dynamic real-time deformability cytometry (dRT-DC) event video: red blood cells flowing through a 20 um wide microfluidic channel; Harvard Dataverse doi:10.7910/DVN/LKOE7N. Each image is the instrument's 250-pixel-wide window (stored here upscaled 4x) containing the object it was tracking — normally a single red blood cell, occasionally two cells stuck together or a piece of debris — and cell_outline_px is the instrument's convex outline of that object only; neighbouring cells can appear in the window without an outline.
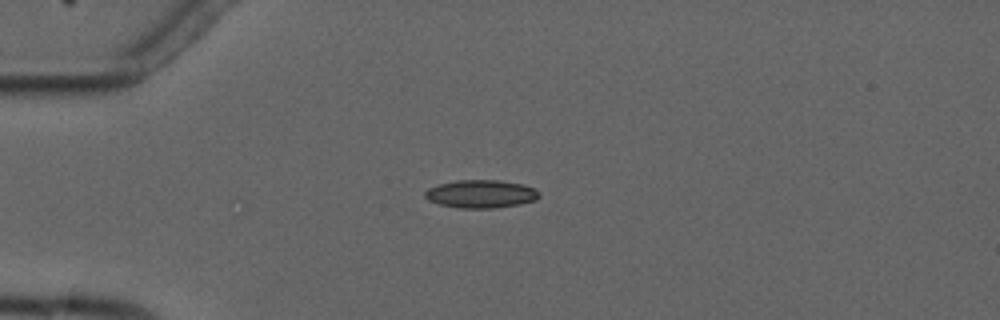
{"species": "common noctule bat (a hibernating species)", "species_latin": "Nyctalus noctula", "temperature_condition": "cold", "stored_images_in_passage": 5, "camera_frame_rate_fps": 3000, "um_per_image_px": 0.085, "animal": {"sex": "male", "forearm_length_mm": 52.5}, "frame": {"image": 1, "passage_image": 4, "time_ms": 3.333, "image_size_px": [1000, 320], "cell_outline_px": [[540, 196], [536, 200], [520, 204], [492, 208], [460, 208], [440, 204], [428, 200], [424, 196], [424, 192], [428, 188], [440, 184], [456, 180], [500, 180], [524, 184], [540, 192]], "centroid_in_image_um": [40.89, 16.48], "position_along_channel_um": 44.1, "area_um2": 18.67}}